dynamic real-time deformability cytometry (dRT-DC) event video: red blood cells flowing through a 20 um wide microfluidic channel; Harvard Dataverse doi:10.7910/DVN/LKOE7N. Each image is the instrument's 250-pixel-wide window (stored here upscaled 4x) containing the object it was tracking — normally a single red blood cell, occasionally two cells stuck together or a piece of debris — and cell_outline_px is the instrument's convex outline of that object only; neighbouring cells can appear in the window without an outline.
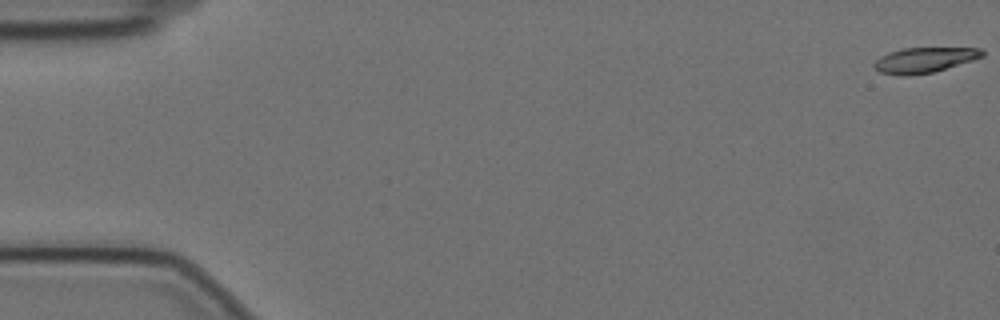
{"species": "Egyptian fruit bat (a non-hibernating species)", "species_latin": "Rousettus aegyptiacus", "temperature_condition": "cold", "stored_images_in_passage": 58, "camera_frame_rate_fps": 3000, "um_per_image_px": 0.085, "animal": {"sex": "female"}, "frame": {"image": 1, "passage_image": 1, "time_ms": 0.0, "image_size_px": [1000, 320], "cell_outline_px": [[984, 56], [972, 60], [932, 72], [908, 76], [900, 76], [880, 72], [872, 64], [880, 56], [888, 52], [904, 48], [980, 48], [984, 52]], "centroid_in_image_um": [78.53, 5.1], "position_along_channel_um": 6.5, "area_um2": 15.78}}
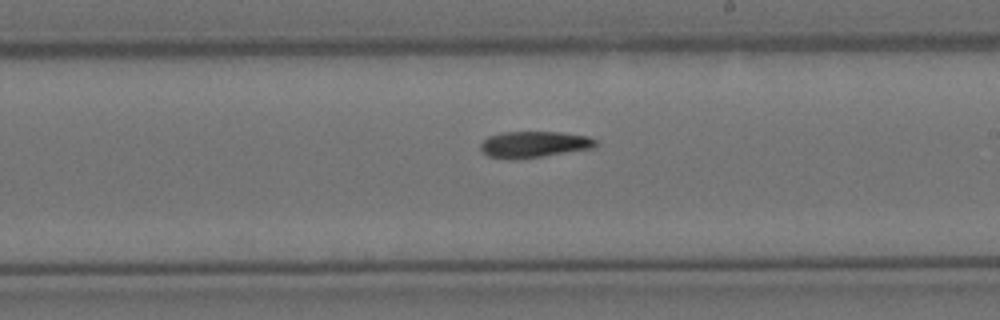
{"frame": {"image": 2, "passage_image": 34, "time_ms": 11.0, "image_size_px": [1000, 320], "cell_outline_px": [[596, 148], [512, 160], [488, 156], [480, 148], [480, 144], [488, 136], [500, 132], [560, 132], [588, 136], [596, 140]], "centroid_in_image_um": [45.39, 12.27], "position_along_channel_um": 243.6, "area_um2": 17.63}}
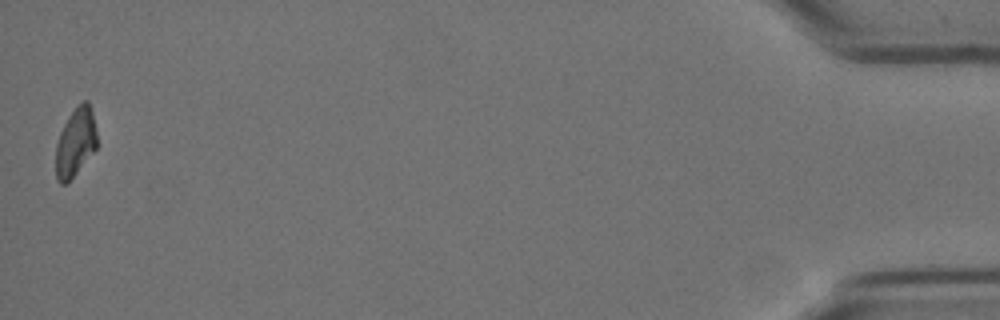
{"frame": {"image": 3, "passage_image": 58, "time_ms": 19.0, "image_size_px": [1000, 320], "cell_outline_px": [[96, 148], [68, 184], [60, 184], [56, 180], [56, 144], [60, 132], [68, 116], [76, 104], [84, 100], [88, 100], [92, 112], [96, 132]], "centroid_in_image_um": [6.4, 12.1], "position_along_channel_um": 428.8, "area_um2": 16.59}, "authors_computed_cell_mechanics": {"area_um2": 17.5423, "velocity_mm_per_s": 3.4946, "shape_relaxation_time_tau1_ms": 6.8076, "shape_relaxation_time_tau2_ms": null, "deformation_change_tau1": 0.2088, "deformation_change_tau2": null}}